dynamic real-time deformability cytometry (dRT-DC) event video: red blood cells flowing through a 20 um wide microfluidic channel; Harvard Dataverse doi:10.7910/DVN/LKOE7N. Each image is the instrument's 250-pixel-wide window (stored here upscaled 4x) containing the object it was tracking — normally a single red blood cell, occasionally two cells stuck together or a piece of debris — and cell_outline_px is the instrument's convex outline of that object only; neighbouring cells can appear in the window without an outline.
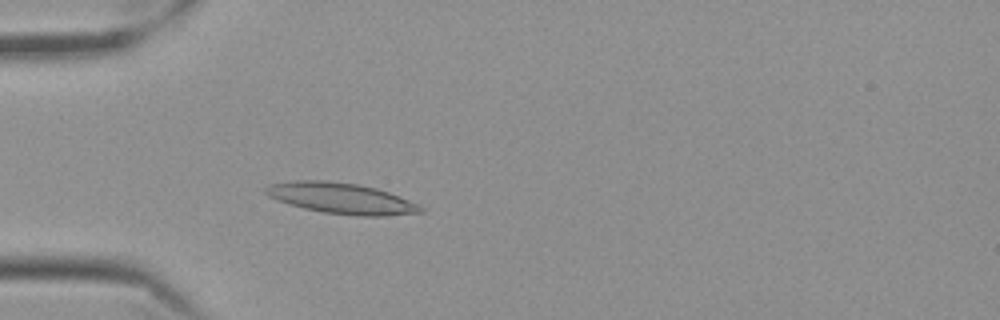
{"species": "Egyptian fruit bat (a non-hibernating species)", "species_latin": "Rousettus aegyptiacus", "temperature_condition": "cold", "stored_images_in_passage": 51, "camera_frame_rate_fps": 3000, "um_per_image_px": 0.085, "frame": {"image": 1, "passage_image": 11, "time_ms": 3.333, "image_size_px": [1000, 320], "cell_outline_px": [[424, 212], [388, 216], [356, 216], [324, 212], [304, 208], [288, 204], [268, 196], [264, 192], [264, 188], [268, 184], [296, 180], [324, 180], [356, 184], [376, 188], [388, 192], [420, 204], [424, 208]], "centroid_in_image_um": [29.02, 16.86], "position_along_channel_um": 56.0, "area_um2": 27.98}}
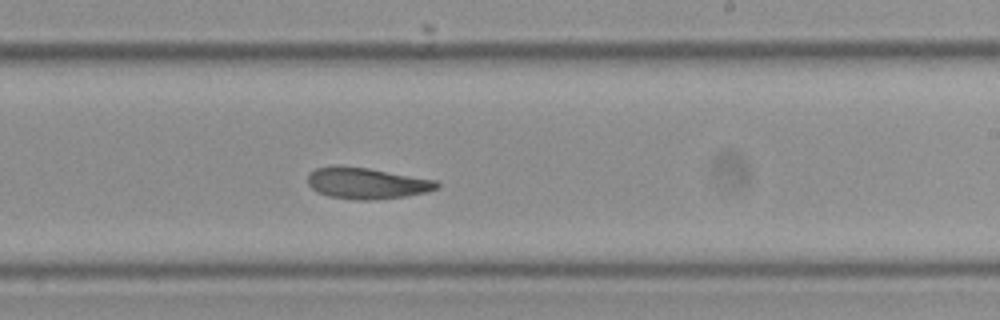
{"frame": {"image": 2, "passage_image": 29, "time_ms": 9.333, "image_size_px": [1000, 320], "cell_outline_px": [[440, 188], [424, 192], [404, 196], [368, 200], [360, 200], [328, 196], [316, 192], [308, 184], [308, 176], [316, 168], [336, 164], [368, 168], [436, 180], [440, 184]], "centroid_in_image_um": [31.14, 15.56], "position_along_channel_um": 257.9, "area_um2": 23.47}}
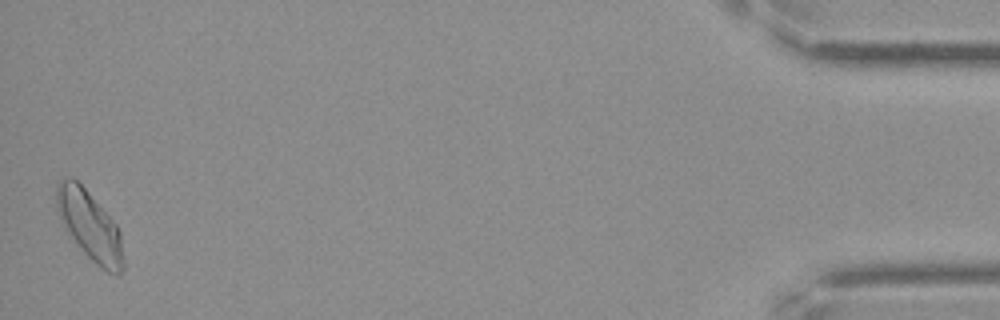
{"frame": {"image": 3, "passage_image": 51, "time_ms": 16.667, "image_size_px": [1000, 320], "cell_outline_px": [[124, 268], [116, 276], [100, 268], [80, 248], [64, 228], [56, 204], [56, 184], [60, 176], [72, 176], [84, 188], [116, 224], [120, 232], [124, 260]], "centroid_in_image_um": [7.61, 19.17], "position_along_channel_um": 427.6, "area_um2": 26.88}, "authors_computed_cell_mechanics": {"area_um2": 24.2182, "velocity_mm_per_s": 3.4917, "shape_relaxation_time_tau1_ms": 8.8565, "shape_relaxation_time_tau2_ms": 4.2227, "deformation_change_tau1": 0.2215, "deformation_change_tau2": 0.1006}}